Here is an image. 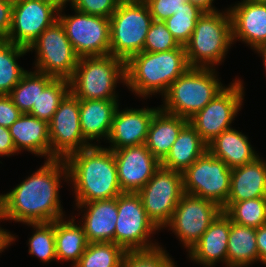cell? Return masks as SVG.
<instances>
[{"instance_id": "5bb4252c", "label": "cell", "mask_w": 266, "mask_h": 267, "mask_svg": "<svg viewBox=\"0 0 266 267\" xmlns=\"http://www.w3.org/2000/svg\"><path fill=\"white\" fill-rule=\"evenodd\" d=\"M221 212L217 203L184 193L165 228L169 227L189 251Z\"/></svg>"}, {"instance_id": "277c9868", "label": "cell", "mask_w": 266, "mask_h": 267, "mask_svg": "<svg viewBox=\"0 0 266 267\" xmlns=\"http://www.w3.org/2000/svg\"><path fill=\"white\" fill-rule=\"evenodd\" d=\"M232 19L227 8L204 12L184 45L190 68H214L220 65L232 46Z\"/></svg>"}, {"instance_id": "8992f818", "label": "cell", "mask_w": 266, "mask_h": 267, "mask_svg": "<svg viewBox=\"0 0 266 267\" xmlns=\"http://www.w3.org/2000/svg\"><path fill=\"white\" fill-rule=\"evenodd\" d=\"M215 70L216 68H189L162 96L164 105L160 108L189 120L225 88Z\"/></svg>"}, {"instance_id": "7dc6e473", "label": "cell", "mask_w": 266, "mask_h": 267, "mask_svg": "<svg viewBox=\"0 0 266 267\" xmlns=\"http://www.w3.org/2000/svg\"><path fill=\"white\" fill-rule=\"evenodd\" d=\"M258 54H260V57H262V60L264 61L263 65L266 70V45L260 46L254 50Z\"/></svg>"}, {"instance_id": "30bf717a", "label": "cell", "mask_w": 266, "mask_h": 267, "mask_svg": "<svg viewBox=\"0 0 266 267\" xmlns=\"http://www.w3.org/2000/svg\"><path fill=\"white\" fill-rule=\"evenodd\" d=\"M118 218L114 243L126 250H147L159 246L151 234L159 229L148 218L138 193L123 192L117 196Z\"/></svg>"}, {"instance_id": "d4e9b609", "label": "cell", "mask_w": 266, "mask_h": 267, "mask_svg": "<svg viewBox=\"0 0 266 267\" xmlns=\"http://www.w3.org/2000/svg\"><path fill=\"white\" fill-rule=\"evenodd\" d=\"M188 119L167 113L159 108L151 121L145 146L161 162L170 151Z\"/></svg>"}, {"instance_id": "cb8c5ba5", "label": "cell", "mask_w": 266, "mask_h": 267, "mask_svg": "<svg viewBox=\"0 0 266 267\" xmlns=\"http://www.w3.org/2000/svg\"><path fill=\"white\" fill-rule=\"evenodd\" d=\"M118 100H80V127L89 142L109 137Z\"/></svg>"}, {"instance_id": "6da1fadb", "label": "cell", "mask_w": 266, "mask_h": 267, "mask_svg": "<svg viewBox=\"0 0 266 267\" xmlns=\"http://www.w3.org/2000/svg\"><path fill=\"white\" fill-rule=\"evenodd\" d=\"M63 174V175H62ZM68 181L65 160H45L33 174L10 192L0 194L1 216L5 220L27 223H49L64 218L59 188ZM67 179V180H66Z\"/></svg>"}, {"instance_id": "e575fe53", "label": "cell", "mask_w": 266, "mask_h": 267, "mask_svg": "<svg viewBox=\"0 0 266 267\" xmlns=\"http://www.w3.org/2000/svg\"><path fill=\"white\" fill-rule=\"evenodd\" d=\"M36 230L28 240L30 255L44 263L57 260L55 247V221L49 223H27Z\"/></svg>"}, {"instance_id": "9c48e42d", "label": "cell", "mask_w": 266, "mask_h": 267, "mask_svg": "<svg viewBox=\"0 0 266 267\" xmlns=\"http://www.w3.org/2000/svg\"><path fill=\"white\" fill-rule=\"evenodd\" d=\"M232 169L206 150L183 174L184 193L211 200L221 208L230 193Z\"/></svg>"}, {"instance_id": "52a82bcc", "label": "cell", "mask_w": 266, "mask_h": 267, "mask_svg": "<svg viewBox=\"0 0 266 267\" xmlns=\"http://www.w3.org/2000/svg\"><path fill=\"white\" fill-rule=\"evenodd\" d=\"M152 21L143 0H122L110 17V55L126 62L143 52Z\"/></svg>"}, {"instance_id": "ac0fdd59", "label": "cell", "mask_w": 266, "mask_h": 267, "mask_svg": "<svg viewBox=\"0 0 266 267\" xmlns=\"http://www.w3.org/2000/svg\"><path fill=\"white\" fill-rule=\"evenodd\" d=\"M157 108H130L120 111L119 106L114 114L108 137V149L116 150L127 146L145 144L147 133Z\"/></svg>"}, {"instance_id": "8fae6325", "label": "cell", "mask_w": 266, "mask_h": 267, "mask_svg": "<svg viewBox=\"0 0 266 267\" xmlns=\"http://www.w3.org/2000/svg\"><path fill=\"white\" fill-rule=\"evenodd\" d=\"M60 5L58 20L79 57L110 55V18L89 15L74 9V15L63 14Z\"/></svg>"}, {"instance_id": "9a60e30c", "label": "cell", "mask_w": 266, "mask_h": 267, "mask_svg": "<svg viewBox=\"0 0 266 267\" xmlns=\"http://www.w3.org/2000/svg\"><path fill=\"white\" fill-rule=\"evenodd\" d=\"M51 159L66 160L70 155L93 144L80 127V100L69 92L61 101L49 122Z\"/></svg>"}, {"instance_id": "ba28073f", "label": "cell", "mask_w": 266, "mask_h": 267, "mask_svg": "<svg viewBox=\"0 0 266 267\" xmlns=\"http://www.w3.org/2000/svg\"><path fill=\"white\" fill-rule=\"evenodd\" d=\"M36 53L35 70L54 78L69 80L79 61L59 20L45 29L27 48Z\"/></svg>"}, {"instance_id": "603a6c76", "label": "cell", "mask_w": 266, "mask_h": 267, "mask_svg": "<svg viewBox=\"0 0 266 267\" xmlns=\"http://www.w3.org/2000/svg\"><path fill=\"white\" fill-rule=\"evenodd\" d=\"M266 197V161L257 157L243 166L232 168L227 202Z\"/></svg>"}, {"instance_id": "5b68a950", "label": "cell", "mask_w": 266, "mask_h": 267, "mask_svg": "<svg viewBox=\"0 0 266 267\" xmlns=\"http://www.w3.org/2000/svg\"><path fill=\"white\" fill-rule=\"evenodd\" d=\"M126 81L125 61L113 55L80 57L69 79L79 100H118L117 83Z\"/></svg>"}, {"instance_id": "f907efd6", "label": "cell", "mask_w": 266, "mask_h": 267, "mask_svg": "<svg viewBox=\"0 0 266 267\" xmlns=\"http://www.w3.org/2000/svg\"><path fill=\"white\" fill-rule=\"evenodd\" d=\"M169 267H177L175 263L173 262Z\"/></svg>"}, {"instance_id": "f6af8a7d", "label": "cell", "mask_w": 266, "mask_h": 267, "mask_svg": "<svg viewBox=\"0 0 266 267\" xmlns=\"http://www.w3.org/2000/svg\"><path fill=\"white\" fill-rule=\"evenodd\" d=\"M1 220L5 219L0 214V221ZM15 240L16 237L14 236V234H11L9 231L5 229H2L0 226V253H2L4 249L9 247V245H11L13 241L15 242Z\"/></svg>"}, {"instance_id": "ee69618b", "label": "cell", "mask_w": 266, "mask_h": 267, "mask_svg": "<svg viewBox=\"0 0 266 267\" xmlns=\"http://www.w3.org/2000/svg\"><path fill=\"white\" fill-rule=\"evenodd\" d=\"M256 243L259 253V262L266 265V224L256 228Z\"/></svg>"}, {"instance_id": "d6986e66", "label": "cell", "mask_w": 266, "mask_h": 267, "mask_svg": "<svg viewBox=\"0 0 266 267\" xmlns=\"http://www.w3.org/2000/svg\"><path fill=\"white\" fill-rule=\"evenodd\" d=\"M232 19V41H243L251 49L266 45V4L241 0L228 8Z\"/></svg>"}, {"instance_id": "7a4b0ae2", "label": "cell", "mask_w": 266, "mask_h": 267, "mask_svg": "<svg viewBox=\"0 0 266 267\" xmlns=\"http://www.w3.org/2000/svg\"><path fill=\"white\" fill-rule=\"evenodd\" d=\"M68 182L74 188L76 203L116 198L122 192L113 150L92 145L66 160Z\"/></svg>"}, {"instance_id": "2e32d148", "label": "cell", "mask_w": 266, "mask_h": 267, "mask_svg": "<svg viewBox=\"0 0 266 267\" xmlns=\"http://www.w3.org/2000/svg\"><path fill=\"white\" fill-rule=\"evenodd\" d=\"M55 0H13L12 25L7 41L26 48L58 20Z\"/></svg>"}, {"instance_id": "44dd1931", "label": "cell", "mask_w": 266, "mask_h": 267, "mask_svg": "<svg viewBox=\"0 0 266 267\" xmlns=\"http://www.w3.org/2000/svg\"><path fill=\"white\" fill-rule=\"evenodd\" d=\"M75 207L81 212L85 211L80 224L84 228L88 243L114 242L118 218L117 197L89 203H76Z\"/></svg>"}, {"instance_id": "f35d334b", "label": "cell", "mask_w": 266, "mask_h": 267, "mask_svg": "<svg viewBox=\"0 0 266 267\" xmlns=\"http://www.w3.org/2000/svg\"><path fill=\"white\" fill-rule=\"evenodd\" d=\"M122 0H71L72 9L89 15L110 18Z\"/></svg>"}, {"instance_id": "ffe728a7", "label": "cell", "mask_w": 266, "mask_h": 267, "mask_svg": "<svg viewBox=\"0 0 266 267\" xmlns=\"http://www.w3.org/2000/svg\"><path fill=\"white\" fill-rule=\"evenodd\" d=\"M230 226L231 219L222 211L188 251L189 258L204 267H213L220 260L227 266Z\"/></svg>"}, {"instance_id": "f1b7e54d", "label": "cell", "mask_w": 266, "mask_h": 267, "mask_svg": "<svg viewBox=\"0 0 266 267\" xmlns=\"http://www.w3.org/2000/svg\"><path fill=\"white\" fill-rule=\"evenodd\" d=\"M227 244V267H248L259 263L256 228L231 221Z\"/></svg>"}, {"instance_id": "8d00e7d4", "label": "cell", "mask_w": 266, "mask_h": 267, "mask_svg": "<svg viewBox=\"0 0 266 267\" xmlns=\"http://www.w3.org/2000/svg\"><path fill=\"white\" fill-rule=\"evenodd\" d=\"M173 262L159 245L147 250H126L120 267H169Z\"/></svg>"}, {"instance_id": "836d02e7", "label": "cell", "mask_w": 266, "mask_h": 267, "mask_svg": "<svg viewBox=\"0 0 266 267\" xmlns=\"http://www.w3.org/2000/svg\"><path fill=\"white\" fill-rule=\"evenodd\" d=\"M125 250L114 242L88 243L74 267H120Z\"/></svg>"}, {"instance_id": "484cf974", "label": "cell", "mask_w": 266, "mask_h": 267, "mask_svg": "<svg viewBox=\"0 0 266 267\" xmlns=\"http://www.w3.org/2000/svg\"><path fill=\"white\" fill-rule=\"evenodd\" d=\"M253 148L248 137L235 128L223 131L207 145V149L231 169L243 166L259 157Z\"/></svg>"}, {"instance_id": "4dcf8cb0", "label": "cell", "mask_w": 266, "mask_h": 267, "mask_svg": "<svg viewBox=\"0 0 266 267\" xmlns=\"http://www.w3.org/2000/svg\"><path fill=\"white\" fill-rule=\"evenodd\" d=\"M53 79L37 71H27L8 95L22 113H29L36 105L39 89H44Z\"/></svg>"}, {"instance_id": "83f0119b", "label": "cell", "mask_w": 266, "mask_h": 267, "mask_svg": "<svg viewBox=\"0 0 266 267\" xmlns=\"http://www.w3.org/2000/svg\"><path fill=\"white\" fill-rule=\"evenodd\" d=\"M74 216L55 220V247L57 261H72L74 267L84 254L88 241L82 225L76 224Z\"/></svg>"}, {"instance_id": "1f68e13d", "label": "cell", "mask_w": 266, "mask_h": 267, "mask_svg": "<svg viewBox=\"0 0 266 267\" xmlns=\"http://www.w3.org/2000/svg\"><path fill=\"white\" fill-rule=\"evenodd\" d=\"M222 211L234 223L258 228L266 224V197L227 202Z\"/></svg>"}, {"instance_id": "bcb514c9", "label": "cell", "mask_w": 266, "mask_h": 267, "mask_svg": "<svg viewBox=\"0 0 266 267\" xmlns=\"http://www.w3.org/2000/svg\"><path fill=\"white\" fill-rule=\"evenodd\" d=\"M213 1L214 0H188V2L194 4L196 7H198L203 12H215L218 11L217 8L215 9V6L213 7Z\"/></svg>"}, {"instance_id": "b9f144b4", "label": "cell", "mask_w": 266, "mask_h": 267, "mask_svg": "<svg viewBox=\"0 0 266 267\" xmlns=\"http://www.w3.org/2000/svg\"><path fill=\"white\" fill-rule=\"evenodd\" d=\"M13 0H0V40H6L12 25Z\"/></svg>"}, {"instance_id": "c3c4849f", "label": "cell", "mask_w": 266, "mask_h": 267, "mask_svg": "<svg viewBox=\"0 0 266 267\" xmlns=\"http://www.w3.org/2000/svg\"><path fill=\"white\" fill-rule=\"evenodd\" d=\"M59 5H64L69 3L71 0H55Z\"/></svg>"}, {"instance_id": "d6a6232c", "label": "cell", "mask_w": 266, "mask_h": 267, "mask_svg": "<svg viewBox=\"0 0 266 267\" xmlns=\"http://www.w3.org/2000/svg\"><path fill=\"white\" fill-rule=\"evenodd\" d=\"M69 92V80L54 78L44 89H39L36 105H33L28 114L49 123L61 101Z\"/></svg>"}, {"instance_id": "f546056e", "label": "cell", "mask_w": 266, "mask_h": 267, "mask_svg": "<svg viewBox=\"0 0 266 267\" xmlns=\"http://www.w3.org/2000/svg\"><path fill=\"white\" fill-rule=\"evenodd\" d=\"M26 53V47L0 40V95H8L27 72L16 61Z\"/></svg>"}, {"instance_id": "7402d4cb", "label": "cell", "mask_w": 266, "mask_h": 267, "mask_svg": "<svg viewBox=\"0 0 266 267\" xmlns=\"http://www.w3.org/2000/svg\"><path fill=\"white\" fill-rule=\"evenodd\" d=\"M9 131L19 153L27 150L37 156L51 160L49 123L28 113H23L10 127Z\"/></svg>"}, {"instance_id": "681fc988", "label": "cell", "mask_w": 266, "mask_h": 267, "mask_svg": "<svg viewBox=\"0 0 266 267\" xmlns=\"http://www.w3.org/2000/svg\"><path fill=\"white\" fill-rule=\"evenodd\" d=\"M253 1L258 2V3L266 4V0H253Z\"/></svg>"}, {"instance_id": "d590c367", "label": "cell", "mask_w": 266, "mask_h": 267, "mask_svg": "<svg viewBox=\"0 0 266 267\" xmlns=\"http://www.w3.org/2000/svg\"><path fill=\"white\" fill-rule=\"evenodd\" d=\"M203 13L194 4L187 2L175 14L165 20L167 29L180 45L184 46L189 41L196 22Z\"/></svg>"}, {"instance_id": "7c38bea8", "label": "cell", "mask_w": 266, "mask_h": 267, "mask_svg": "<svg viewBox=\"0 0 266 267\" xmlns=\"http://www.w3.org/2000/svg\"><path fill=\"white\" fill-rule=\"evenodd\" d=\"M137 193L148 218L161 230L170 222L184 194L183 174L160 166Z\"/></svg>"}, {"instance_id": "4316f807", "label": "cell", "mask_w": 266, "mask_h": 267, "mask_svg": "<svg viewBox=\"0 0 266 267\" xmlns=\"http://www.w3.org/2000/svg\"><path fill=\"white\" fill-rule=\"evenodd\" d=\"M207 149L196 129L188 122L179 132L167 156L160 162L161 166L169 170L183 173Z\"/></svg>"}, {"instance_id": "4fadbf2b", "label": "cell", "mask_w": 266, "mask_h": 267, "mask_svg": "<svg viewBox=\"0 0 266 267\" xmlns=\"http://www.w3.org/2000/svg\"><path fill=\"white\" fill-rule=\"evenodd\" d=\"M244 100L243 82L233 80L217 94L202 110L189 119V123L196 129L202 140L208 145L223 131L231 129L242 108Z\"/></svg>"}, {"instance_id": "74e56055", "label": "cell", "mask_w": 266, "mask_h": 267, "mask_svg": "<svg viewBox=\"0 0 266 267\" xmlns=\"http://www.w3.org/2000/svg\"><path fill=\"white\" fill-rule=\"evenodd\" d=\"M176 48H184L167 29L165 21L154 20L149 28L144 43L145 52H164Z\"/></svg>"}, {"instance_id": "60d3db41", "label": "cell", "mask_w": 266, "mask_h": 267, "mask_svg": "<svg viewBox=\"0 0 266 267\" xmlns=\"http://www.w3.org/2000/svg\"><path fill=\"white\" fill-rule=\"evenodd\" d=\"M22 114L9 95H0V126L9 128Z\"/></svg>"}, {"instance_id": "7bdbcfd3", "label": "cell", "mask_w": 266, "mask_h": 267, "mask_svg": "<svg viewBox=\"0 0 266 267\" xmlns=\"http://www.w3.org/2000/svg\"><path fill=\"white\" fill-rule=\"evenodd\" d=\"M18 154L14 146L9 128L0 126V157Z\"/></svg>"}, {"instance_id": "ab89813d", "label": "cell", "mask_w": 266, "mask_h": 267, "mask_svg": "<svg viewBox=\"0 0 266 267\" xmlns=\"http://www.w3.org/2000/svg\"><path fill=\"white\" fill-rule=\"evenodd\" d=\"M154 20L165 21L183 7L188 0H143Z\"/></svg>"}, {"instance_id": "e0dca14e", "label": "cell", "mask_w": 266, "mask_h": 267, "mask_svg": "<svg viewBox=\"0 0 266 267\" xmlns=\"http://www.w3.org/2000/svg\"><path fill=\"white\" fill-rule=\"evenodd\" d=\"M122 192L137 193L161 166L145 144L113 150Z\"/></svg>"}, {"instance_id": "3957f363", "label": "cell", "mask_w": 266, "mask_h": 267, "mask_svg": "<svg viewBox=\"0 0 266 267\" xmlns=\"http://www.w3.org/2000/svg\"><path fill=\"white\" fill-rule=\"evenodd\" d=\"M190 66L185 48L164 52H140L125 62V85L138 97L162 96Z\"/></svg>"}]
</instances>
